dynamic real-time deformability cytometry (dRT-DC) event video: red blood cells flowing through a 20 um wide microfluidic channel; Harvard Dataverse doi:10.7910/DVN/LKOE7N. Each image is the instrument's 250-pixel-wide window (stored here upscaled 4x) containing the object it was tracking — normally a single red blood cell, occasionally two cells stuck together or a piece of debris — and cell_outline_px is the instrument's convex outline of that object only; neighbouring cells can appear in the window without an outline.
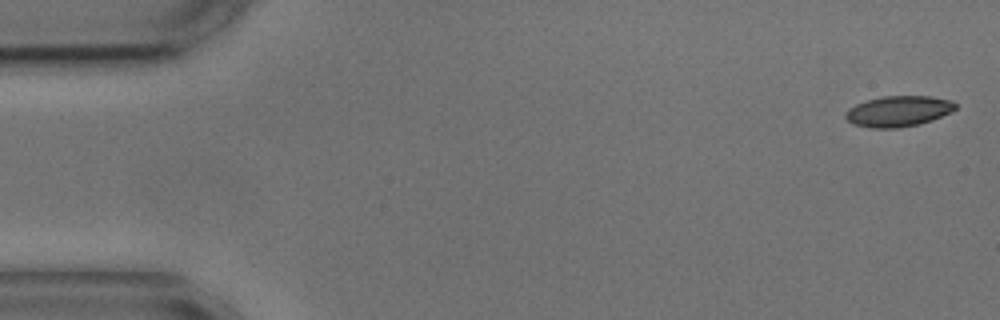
{"species": "common noctule bat (a hibernating species)", "species_latin": "Nyctalus noctula", "temperature_condition": "cold", "stored_images_in_passage": 4, "segment_of_instrument_passage": [2, 2], "camera_frame_rate_fps": 3000, "um_per_image_px": 0.085, "animal": {"sex": "male", "body_mass_g": 17.9, "forearm_length_mm": 54.2}, "frame": {"image": 1, "passage_image": 4, "time_ms": 4.333, "image_size_px": [1000, 320], "cell_outline_px": [[956, 108], [952, 112], [932, 120], [920, 124], [900, 128], [872, 128], [852, 124], [844, 116], [844, 112], [848, 108], [856, 104], [880, 96], [932, 96], [952, 100], [956, 104]], "centroid_in_image_um": [76.36, 9.45], "position_along_channel_um": 8.6, "area_um2": 19.94}}